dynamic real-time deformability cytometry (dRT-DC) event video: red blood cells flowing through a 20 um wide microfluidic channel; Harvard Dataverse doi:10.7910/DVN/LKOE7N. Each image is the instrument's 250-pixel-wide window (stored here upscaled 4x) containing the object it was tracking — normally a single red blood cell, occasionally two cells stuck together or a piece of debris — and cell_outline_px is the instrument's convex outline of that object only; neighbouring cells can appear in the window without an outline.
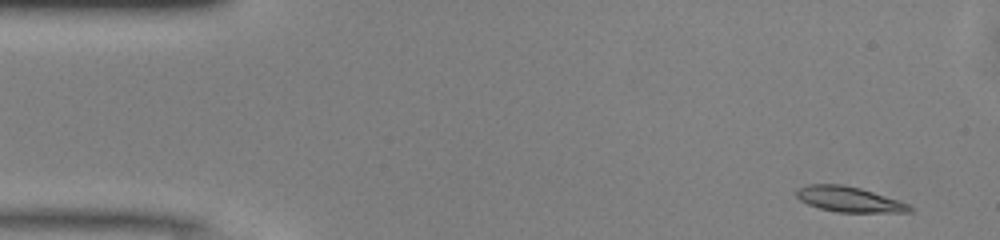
{"species": "common noctule bat (a hibernating species)", "species_latin": "Nyctalus noctula", "temperature_condition": "warm", "stored_images_in_passage": 41, "camera_frame_rate_fps": 3000, "um_per_image_px": 0.085, "animal": {"sex": "male", "body_mass_g": 13.0, "forearm_length_mm": 53.1}, "frame": {"image": 1, "passage_image": 1, "time_ms": 0.0, "image_size_px": [1000, 240], "cell_outline_px": [[916, 208], [912, 212], [836, 212], [820, 208], [808, 204], [800, 200], [796, 196], [796, 188], [808, 184], [840, 184], [860, 188], [908, 204]], "centroid_in_image_um": [72.15, 16.94], "position_along_channel_um": 12.9, "area_um2": 16.59}}
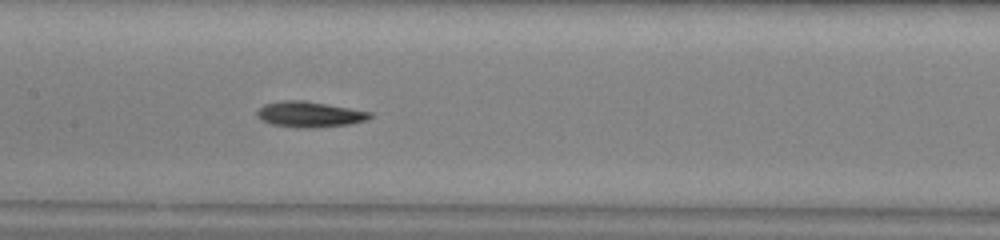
{"frame": {"image": 2, "passage_image": 21, "time_ms": 6.667, "image_size_px": [1000, 240], "cell_outline_px": [[372, 116], [368, 120], [348, 124], [312, 128], [296, 128], [272, 124], [260, 120], [256, 116], [256, 112], [264, 104], [280, 100], [304, 100], [372, 112]], "centroid_in_image_um": [26.28, 9.72], "position_along_channel_um": 181.1, "area_um2": 16.99}}
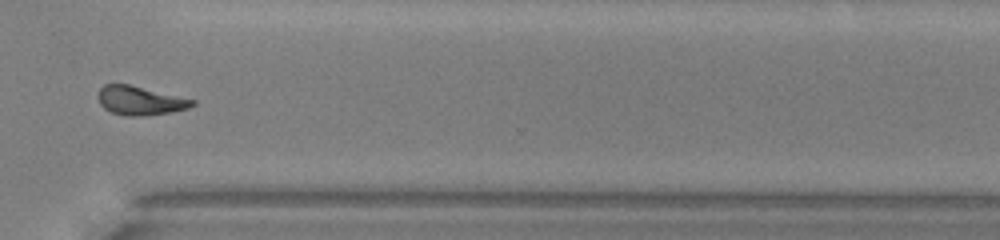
{"frame": {"image": 3, "passage_image": 34, "time_ms": 11.0, "image_size_px": [1000, 240], "cell_outline_px": [[196, 104], [188, 108], [172, 112], [148, 116], [124, 116], [112, 112], [104, 108], [100, 104], [96, 96], [100, 88], [104, 84], [128, 84], [196, 100]], "centroid_in_image_um": [11.89, 8.56], "position_along_channel_um": 358.7, "area_um2": 16.01}, "authors_computed_cell_mechanics": {"area_um2": 16.4152, "velocity_mm_per_s": 4.098, "shape_relaxation_time_tau1_ms": 3.8236, "shape_relaxation_time_tau2_ms": 2.8404, "deformation_change_tau1": 0.1706, "deformation_change_tau2": 0.0978}}